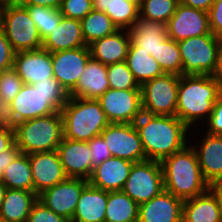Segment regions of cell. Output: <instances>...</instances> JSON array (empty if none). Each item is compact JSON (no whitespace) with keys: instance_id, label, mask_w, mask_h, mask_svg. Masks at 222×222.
I'll return each mask as SVG.
<instances>
[{"instance_id":"6da1fadb","label":"cell","mask_w":222,"mask_h":222,"mask_svg":"<svg viewBox=\"0 0 222 222\" xmlns=\"http://www.w3.org/2000/svg\"><path fill=\"white\" fill-rule=\"evenodd\" d=\"M139 133L146 160L161 162L182 150L188 143L189 128L176 116L142 113L134 122Z\"/></svg>"},{"instance_id":"7a4b0ae2","label":"cell","mask_w":222,"mask_h":222,"mask_svg":"<svg viewBox=\"0 0 222 222\" xmlns=\"http://www.w3.org/2000/svg\"><path fill=\"white\" fill-rule=\"evenodd\" d=\"M221 95L222 83L217 78L211 75H181L176 117L189 129L195 127V123H204L212 112L213 104Z\"/></svg>"},{"instance_id":"3957f363","label":"cell","mask_w":222,"mask_h":222,"mask_svg":"<svg viewBox=\"0 0 222 222\" xmlns=\"http://www.w3.org/2000/svg\"><path fill=\"white\" fill-rule=\"evenodd\" d=\"M164 190L185 201L208 190L198 157L192 145L164 158L161 162Z\"/></svg>"},{"instance_id":"277c9868","label":"cell","mask_w":222,"mask_h":222,"mask_svg":"<svg viewBox=\"0 0 222 222\" xmlns=\"http://www.w3.org/2000/svg\"><path fill=\"white\" fill-rule=\"evenodd\" d=\"M69 94L55 78L24 84L10 102L17 123L60 111Z\"/></svg>"},{"instance_id":"5b68a950","label":"cell","mask_w":222,"mask_h":222,"mask_svg":"<svg viewBox=\"0 0 222 222\" xmlns=\"http://www.w3.org/2000/svg\"><path fill=\"white\" fill-rule=\"evenodd\" d=\"M60 111L63 137L69 140L89 141L110 124L96 99L69 97Z\"/></svg>"},{"instance_id":"8992f818","label":"cell","mask_w":222,"mask_h":222,"mask_svg":"<svg viewBox=\"0 0 222 222\" xmlns=\"http://www.w3.org/2000/svg\"><path fill=\"white\" fill-rule=\"evenodd\" d=\"M14 140L23 154L57 150L63 140L61 111L19 122Z\"/></svg>"},{"instance_id":"52a82bcc","label":"cell","mask_w":222,"mask_h":222,"mask_svg":"<svg viewBox=\"0 0 222 222\" xmlns=\"http://www.w3.org/2000/svg\"><path fill=\"white\" fill-rule=\"evenodd\" d=\"M220 38L214 34L190 37L178 42L183 75H213Z\"/></svg>"},{"instance_id":"ba28073f","label":"cell","mask_w":222,"mask_h":222,"mask_svg":"<svg viewBox=\"0 0 222 222\" xmlns=\"http://www.w3.org/2000/svg\"><path fill=\"white\" fill-rule=\"evenodd\" d=\"M179 75L164 74L144 82L141 88L142 110L146 114L176 116Z\"/></svg>"},{"instance_id":"9c48e42d","label":"cell","mask_w":222,"mask_h":222,"mask_svg":"<svg viewBox=\"0 0 222 222\" xmlns=\"http://www.w3.org/2000/svg\"><path fill=\"white\" fill-rule=\"evenodd\" d=\"M163 190L164 180L161 163L154 160H144L133 163L121 191L140 205L148 202Z\"/></svg>"},{"instance_id":"30bf717a","label":"cell","mask_w":222,"mask_h":222,"mask_svg":"<svg viewBox=\"0 0 222 222\" xmlns=\"http://www.w3.org/2000/svg\"><path fill=\"white\" fill-rule=\"evenodd\" d=\"M0 26L15 52L42 48L37 26L25 7L3 8Z\"/></svg>"},{"instance_id":"8fae6325","label":"cell","mask_w":222,"mask_h":222,"mask_svg":"<svg viewBox=\"0 0 222 222\" xmlns=\"http://www.w3.org/2000/svg\"><path fill=\"white\" fill-rule=\"evenodd\" d=\"M109 123H131L142 115L141 89L109 88L98 99Z\"/></svg>"},{"instance_id":"7c38bea8","label":"cell","mask_w":222,"mask_h":222,"mask_svg":"<svg viewBox=\"0 0 222 222\" xmlns=\"http://www.w3.org/2000/svg\"><path fill=\"white\" fill-rule=\"evenodd\" d=\"M112 157L133 163L146 160L139 133L134 124L110 123L100 134Z\"/></svg>"},{"instance_id":"4fadbf2b","label":"cell","mask_w":222,"mask_h":222,"mask_svg":"<svg viewBox=\"0 0 222 222\" xmlns=\"http://www.w3.org/2000/svg\"><path fill=\"white\" fill-rule=\"evenodd\" d=\"M88 180L67 177L61 183L44 190L38 195V200L46 207L68 220H72L83 188Z\"/></svg>"},{"instance_id":"5bb4252c","label":"cell","mask_w":222,"mask_h":222,"mask_svg":"<svg viewBox=\"0 0 222 222\" xmlns=\"http://www.w3.org/2000/svg\"><path fill=\"white\" fill-rule=\"evenodd\" d=\"M166 26L168 38L176 42L190 37L213 34L209 26L208 12L180 3Z\"/></svg>"},{"instance_id":"9a60e30c","label":"cell","mask_w":222,"mask_h":222,"mask_svg":"<svg viewBox=\"0 0 222 222\" xmlns=\"http://www.w3.org/2000/svg\"><path fill=\"white\" fill-rule=\"evenodd\" d=\"M90 58L89 46L51 53L54 78L61 83L68 94L75 88Z\"/></svg>"},{"instance_id":"2e32d148","label":"cell","mask_w":222,"mask_h":222,"mask_svg":"<svg viewBox=\"0 0 222 222\" xmlns=\"http://www.w3.org/2000/svg\"><path fill=\"white\" fill-rule=\"evenodd\" d=\"M29 161L33 178V192L37 195L67 178L57 150L29 154Z\"/></svg>"},{"instance_id":"e0dca14e","label":"cell","mask_w":222,"mask_h":222,"mask_svg":"<svg viewBox=\"0 0 222 222\" xmlns=\"http://www.w3.org/2000/svg\"><path fill=\"white\" fill-rule=\"evenodd\" d=\"M13 69L24 84H34L54 78L51 53L43 48L16 52Z\"/></svg>"},{"instance_id":"ac0fdd59","label":"cell","mask_w":222,"mask_h":222,"mask_svg":"<svg viewBox=\"0 0 222 222\" xmlns=\"http://www.w3.org/2000/svg\"><path fill=\"white\" fill-rule=\"evenodd\" d=\"M57 152L67 177L86 180L90 178L93 168L87 141H74L63 137Z\"/></svg>"},{"instance_id":"d6986e66","label":"cell","mask_w":222,"mask_h":222,"mask_svg":"<svg viewBox=\"0 0 222 222\" xmlns=\"http://www.w3.org/2000/svg\"><path fill=\"white\" fill-rule=\"evenodd\" d=\"M183 200L163 190L139 205L137 222H182Z\"/></svg>"},{"instance_id":"ffe728a7","label":"cell","mask_w":222,"mask_h":222,"mask_svg":"<svg viewBox=\"0 0 222 222\" xmlns=\"http://www.w3.org/2000/svg\"><path fill=\"white\" fill-rule=\"evenodd\" d=\"M133 162L111 157L93 168L88 183L107 192L121 191L131 170Z\"/></svg>"},{"instance_id":"44dd1931","label":"cell","mask_w":222,"mask_h":222,"mask_svg":"<svg viewBox=\"0 0 222 222\" xmlns=\"http://www.w3.org/2000/svg\"><path fill=\"white\" fill-rule=\"evenodd\" d=\"M107 65L93 59L88 60L70 97L98 99L109 89Z\"/></svg>"},{"instance_id":"7402d4cb","label":"cell","mask_w":222,"mask_h":222,"mask_svg":"<svg viewBox=\"0 0 222 222\" xmlns=\"http://www.w3.org/2000/svg\"><path fill=\"white\" fill-rule=\"evenodd\" d=\"M203 137V138H202ZM195 149L204 180L210 184L222 178V136L205 133Z\"/></svg>"},{"instance_id":"603a6c76","label":"cell","mask_w":222,"mask_h":222,"mask_svg":"<svg viewBox=\"0 0 222 222\" xmlns=\"http://www.w3.org/2000/svg\"><path fill=\"white\" fill-rule=\"evenodd\" d=\"M130 42L129 31L119 29L114 34L95 40L90 44L91 57L107 66L124 62Z\"/></svg>"},{"instance_id":"cb8c5ba5","label":"cell","mask_w":222,"mask_h":222,"mask_svg":"<svg viewBox=\"0 0 222 222\" xmlns=\"http://www.w3.org/2000/svg\"><path fill=\"white\" fill-rule=\"evenodd\" d=\"M87 46L80 20L62 17L59 25L42 40V48L50 53Z\"/></svg>"},{"instance_id":"d4e9b609","label":"cell","mask_w":222,"mask_h":222,"mask_svg":"<svg viewBox=\"0 0 222 222\" xmlns=\"http://www.w3.org/2000/svg\"><path fill=\"white\" fill-rule=\"evenodd\" d=\"M108 192L89 183L83 188L70 222H105Z\"/></svg>"},{"instance_id":"484cf974","label":"cell","mask_w":222,"mask_h":222,"mask_svg":"<svg viewBox=\"0 0 222 222\" xmlns=\"http://www.w3.org/2000/svg\"><path fill=\"white\" fill-rule=\"evenodd\" d=\"M128 31L131 41L150 55H155L160 44L168 38L165 23L146 20L140 16Z\"/></svg>"},{"instance_id":"4316f807","label":"cell","mask_w":222,"mask_h":222,"mask_svg":"<svg viewBox=\"0 0 222 222\" xmlns=\"http://www.w3.org/2000/svg\"><path fill=\"white\" fill-rule=\"evenodd\" d=\"M37 200L38 195L35 192L7 188L0 209V219L14 222L27 221L31 208Z\"/></svg>"},{"instance_id":"83f0119b","label":"cell","mask_w":222,"mask_h":222,"mask_svg":"<svg viewBox=\"0 0 222 222\" xmlns=\"http://www.w3.org/2000/svg\"><path fill=\"white\" fill-rule=\"evenodd\" d=\"M182 222H222L217 201L209 190L183 202Z\"/></svg>"},{"instance_id":"f1b7e54d","label":"cell","mask_w":222,"mask_h":222,"mask_svg":"<svg viewBox=\"0 0 222 222\" xmlns=\"http://www.w3.org/2000/svg\"><path fill=\"white\" fill-rule=\"evenodd\" d=\"M125 62L140 86L146 81L165 74L159 63L148 52L141 50V47H137L132 41L130 42Z\"/></svg>"},{"instance_id":"f546056e","label":"cell","mask_w":222,"mask_h":222,"mask_svg":"<svg viewBox=\"0 0 222 222\" xmlns=\"http://www.w3.org/2000/svg\"><path fill=\"white\" fill-rule=\"evenodd\" d=\"M139 205L122 191L108 192L105 222H137Z\"/></svg>"},{"instance_id":"4dcf8cb0","label":"cell","mask_w":222,"mask_h":222,"mask_svg":"<svg viewBox=\"0 0 222 222\" xmlns=\"http://www.w3.org/2000/svg\"><path fill=\"white\" fill-rule=\"evenodd\" d=\"M1 182L9 189H23L33 192V178L29 155L20 153L2 172Z\"/></svg>"},{"instance_id":"1f68e13d","label":"cell","mask_w":222,"mask_h":222,"mask_svg":"<svg viewBox=\"0 0 222 222\" xmlns=\"http://www.w3.org/2000/svg\"><path fill=\"white\" fill-rule=\"evenodd\" d=\"M80 22L83 39L87 46L95 40L112 35L119 30L105 12L94 9Z\"/></svg>"},{"instance_id":"d6a6232c","label":"cell","mask_w":222,"mask_h":222,"mask_svg":"<svg viewBox=\"0 0 222 222\" xmlns=\"http://www.w3.org/2000/svg\"><path fill=\"white\" fill-rule=\"evenodd\" d=\"M160 65L166 74L183 75V63L181 59L178 42L167 38L151 55Z\"/></svg>"},{"instance_id":"836d02e7","label":"cell","mask_w":222,"mask_h":222,"mask_svg":"<svg viewBox=\"0 0 222 222\" xmlns=\"http://www.w3.org/2000/svg\"><path fill=\"white\" fill-rule=\"evenodd\" d=\"M25 8L37 26L42 40L59 25L63 17L59 9L52 7L26 5Z\"/></svg>"},{"instance_id":"e575fe53","label":"cell","mask_w":222,"mask_h":222,"mask_svg":"<svg viewBox=\"0 0 222 222\" xmlns=\"http://www.w3.org/2000/svg\"><path fill=\"white\" fill-rule=\"evenodd\" d=\"M178 3V0H144L139 7V16L166 24L175 13Z\"/></svg>"},{"instance_id":"d590c367","label":"cell","mask_w":222,"mask_h":222,"mask_svg":"<svg viewBox=\"0 0 222 222\" xmlns=\"http://www.w3.org/2000/svg\"><path fill=\"white\" fill-rule=\"evenodd\" d=\"M105 13L118 29L129 30L139 18V6L131 1L125 0V3L112 4L110 9H106Z\"/></svg>"},{"instance_id":"8d00e7d4","label":"cell","mask_w":222,"mask_h":222,"mask_svg":"<svg viewBox=\"0 0 222 222\" xmlns=\"http://www.w3.org/2000/svg\"><path fill=\"white\" fill-rule=\"evenodd\" d=\"M107 77L111 89H141L125 61L108 65Z\"/></svg>"},{"instance_id":"74e56055","label":"cell","mask_w":222,"mask_h":222,"mask_svg":"<svg viewBox=\"0 0 222 222\" xmlns=\"http://www.w3.org/2000/svg\"><path fill=\"white\" fill-rule=\"evenodd\" d=\"M23 85L24 82L13 68L3 71L0 75V97L11 102Z\"/></svg>"},{"instance_id":"f35d334b","label":"cell","mask_w":222,"mask_h":222,"mask_svg":"<svg viewBox=\"0 0 222 222\" xmlns=\"http://www.w3.org/2000/svg\"><path fill=\"white\" fill-rule=\"evenodd\" d=\"M59 10L63 17L81 21L93 10V0H62Z\"/></svg>"},{"instance_id":"ab89813d","label":"cell","mask_w":222,"mask_h":222,"mask_svg":"<svg viewBox=\"0 0 222 222\" xmlns=\"http://www.w3.org/2000/svg\"><path fill=\"white\" fill-rule=\"evenodd\" d=\"M26 222H70V220L56 214L41 201L37 200L33 204Z\"/></svg>"},{"instance_id":"60d3db41","label":"cell","mask_w":222,"mask_h":222,"mask_svg":"<svg viewBox=\"0 0 222 222\" xmlns=\"http://www.w3.org/2000/svg\"><path fill=\"white\" fill-rule=\"evenodd\" d=\"M90 147V155L92 159V168L103 163L106 159L111 158V152L105 144L101 135L94 136L91 140L87 141Z\"/></svg>"},{"instance_id":"b9f144b4","label":"cell","mask_w":222,"mask_h":222,"mask_svg":"<svg viewBox=\"0 0 222 222\" xmlns=\"http://www.w3.org/2000/svg\"><path fill=\"white\" fill-rule=\"evenodd\" d=\"M15 51L0 26V71L13 68Z\"/></svg>"},{"instance_id":"7bdbcfd3","label":"cell","mask_w":222,"mask_h":222,"mask_svg":"<svg viewBox=\"0 0 222 222\" xmlns=\"http://www.w3.org/2000/svg\"><path fill=\"white\" fill-rule=\"evenodd\" d=\"M207 134L222 136V95L213 104L207 120Z\"/></svg>"},{"instance_id":"ee69618b","label":"cell","mask_w":222,"mask_h":222,"mask_svg":"<svg viewBox=\"0 0 222 222\" xmlns=\"http://www.w3.org/2000/svg\"><path fill=\"white\" fill-rule=\"evenodd\" d=\"M17 124L11 103L4 97H0V130L15 133Z\"/></svg>"},{"instance_id":"f6af8a7d","label":"cell","mask_w":222,"mask_h":222,"mask_svg":"<svg viewBox=\"0 0 222 222\" xmlns=\"http://www.w3.org/2000/svg\"><path fill=\"white\" fill-rule=\"evenodd\" d=\"M208 19L211 32L222 38V0H214L208 10Z\"/></svg>"},{"instance_id":"bcb514c9","label":"cell","mask_w":222,"mask_h":222,"mask_svg":"<svg viewBox=\"0 0 222 222\" xmlns=\"http://www.w3.org/2000/svg\"><path fill=\"white\" fill-rule=\"evenodd\" d=\"M21 153L17 145L14 143L9 149L0 154V182L2 180V172L12 163L13 160Z\"/></svg>"},{"instance_id":"7dc6e473","label":"cell","mask_w":222,"mask_h":222,"mask_svg":"<svg viewBox=\"0 0 222 222\" xmlns=\"http://www.w3.org/2000/svg\"><path fill=\"white\" fill-rule=\"evenodd\" d=\"M208 190L215 197L222 215V178L208 184Z\"/></svg>"},{"instance_id":"c3c4849f","label":"cell","mask_w":222,"mask_h":222,"mask_svg":"<svg viewBox=\"0 0 222 222\" xmlns=\"http://www.w3.org/2000/svg\"><path fill=\"white\" fill-rule=\"evenodd\" d=\"M180 4L208 12L214 0H178Z\"/></svg>"},{"instance_id":"681fc988","label":"cell","mask_w":222,"mask_h":222,"mask_svg":"<svg viewBox=\"0 0 222 222\" xmlns=\"http://www.w3.org/2000/svg\"><path fill=\"white\" fill-rule=\"evenodd\" d=\"M14 143V133L7 130H0V154L9 149Z\"/></svg>"},{"instance_id":"f907efd6","label":"cell","mask_w":222,"mask_h":222,"mask_svg":"<svg viewBox=\"0 0 222 222\" xmlns=\"http://www.w3.org/2000/svg\"><path fill=\"white\" fill-rule=\"evenodd\" d=\"M212 76L217 78L222 83V38H220L217 50L215 71Z\"/></svg>"},{"instance_id":"816d5d0a","label":"cell","mask_w":222,"mask_h":222,"mask_svg":"<svg viewBox=\"0 0 222 222\" xmlns=\"http://www.w3.org/2000/svg\"><path fill=\"white\" fill-rule=\"evenodd\" d=\"M115 3H125V0H93V9L105 12L106 9H110L111 5Z\"/></svg>"},{"instance_id":"f5cc1de1","label":"cell","mask_w":222,"mask_h":222,"mask_svg":"<svg viewBox=\"0 0 222 222\" xmlns=\"http://www.w3.org/2000/svg\"><path fill=\"white\" fill-rule=\"evenodd\" d=\"M61 3L62 0H28L27 5L44 6L59 9Z\"/></svg>"},{"instance_id":"db71d44e","label":"cell","mask_w":222,"mask_h":222,"mask_svg":"<svg viewBox=\"0 0 222 222\" xmlns=\"http://www.w3.org/2000/svg\"><path fill=\"white\" fill-rule=\"evenodd\" d=\"M28 0H3V8L26 7Z\"/></svg>"},{"instance_id":"11a10c76","label":"cell","mask_w":222,"mask_h":222,"mask_svg":"<svg viewBox=\"0 0 222 222\" xmlns=\"http://www.w3.org/2000/svg\"><path fill=\"white\" fill-rule=\"evenodd\" d=\"M6 190L7 188L2 184V182H0V209L2 206V202H3Z\"/></svg>"},{"instance_id":"9f6ffc18","label":"cell","mask_w":222,"mask_h":222,"mask_svg":"<svg viewBox=\"0 0 222 222\" xmlns=\"http://www.w3.org/2000/svg\"><path fill=\"white\" fill-rule=\"evenodd\" d=\"M128 1H131L133 3H135L137 6H141L144 2V0H128Z\"/></svg>"},{"instance_id":"6f0895ef","label":"cell","mask_w":222,"mask_h":222,"mask_svg":"<svg viewBox=\"0 0 222 222\" xmlns=\"http://www.w3.org/2000/svg\"><path fill=\"white\" fill-rule=\"evenodd\" d=\"M0 7L3 9V0H0Z\"/></svg>"},{"instance_id":"680465c9","label":"cell","mask_w":222,"mask_h":222,"mask_svg":"<svg viewBox=\"0 0 222 222\" xmlns=\"http://www.w3.org/2000/svg\"><path fill=\"white\" fill-rule=\"evenodd\" d=\"M1 14H2V8L0 7V24H1Z\"/></svg>"},{"instance_id":"91938a15","label":"cell","mask_w":222,"mask_h":222,"mask_svg":"<svg viewBox=\"0 0 222 222\" xmlns=\"http://www.w3.org/2000/svg\"><path fill=\"white\" fill-rule=\"evenodd\" d=\"M0 222H14V221H5V220L0 219ZM24 222H26V221H24Z\"/></svg>"}]
</instances>
